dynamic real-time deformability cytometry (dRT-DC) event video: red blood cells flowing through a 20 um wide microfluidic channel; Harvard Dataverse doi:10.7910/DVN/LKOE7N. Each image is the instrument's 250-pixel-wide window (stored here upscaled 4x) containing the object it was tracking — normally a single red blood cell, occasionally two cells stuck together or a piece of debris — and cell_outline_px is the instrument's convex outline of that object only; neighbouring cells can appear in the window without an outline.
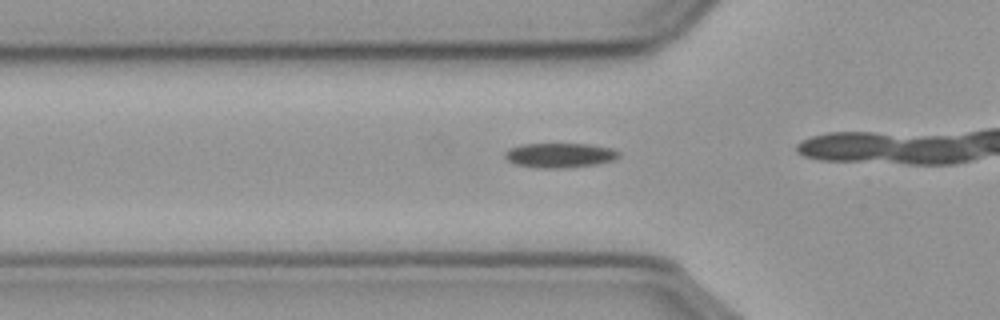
{"species": "common noctule bat (a hibernating species)", "species_latin": "Nyctalus noctula", "temperature_condition": "cold", "stored_images_in_passage": 13, "camera_frame_rate_fps": 3000, "um_per_image_px": 0.085, "animal": {"sex": "male", "body_mass_g": 23.1, "forearm_length_mm": 52.7}, "frame": {"image": 1, "passage_image": 8, "time_ms": 2.333, "image_size_px": [1000, 320], "cell_outline_px": [[620, 156], [612, 160], [596, 164], [556, 168], [544, 168], [516, 164], [508, 160], [504, 156], [504, 152], [512, 148], [524, 144], [592, 144], [612, 148], [620, 152]], "centroid_in_image_um": [47.62, 13.18], "position_along_channel_um": 78.2, "area_um2": 16.07}}
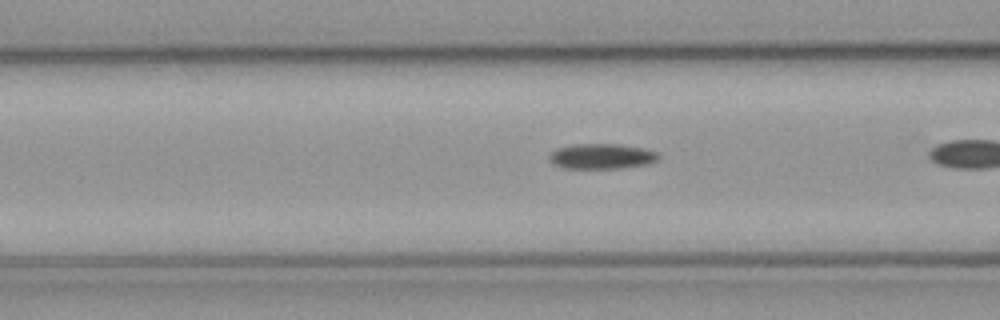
{"frame": {"image": 2, "passage_image": 11, "time_ms": 3.333, "image_size_px": [1000, 320], "cell_outline_px": [[660, 156], [656, 160], [648, 164], [620, 168], [564, 168], [556, 164], [548, 156], [556, 148], [572, 144], [616, 144], [640, 148], [656, 152]], "centroid_in_image_um": [51.13, 13.28], "position_along_channel_um": 115.5, "area_um2": 15.78}}